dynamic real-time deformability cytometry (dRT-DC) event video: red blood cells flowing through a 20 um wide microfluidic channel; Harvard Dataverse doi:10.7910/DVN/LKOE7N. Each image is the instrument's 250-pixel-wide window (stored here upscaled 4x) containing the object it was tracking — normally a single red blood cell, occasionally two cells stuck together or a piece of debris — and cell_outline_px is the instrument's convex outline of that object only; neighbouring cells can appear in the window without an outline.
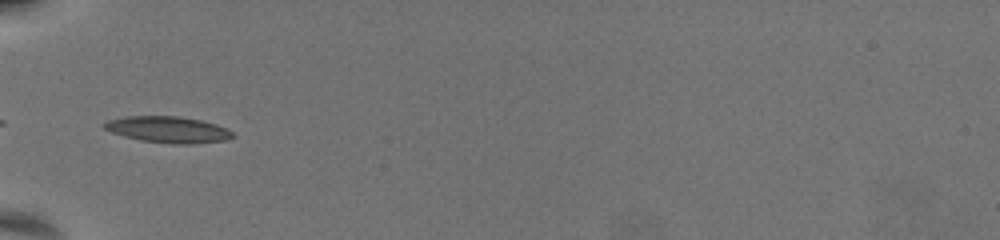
{"species": "common noctule bat (a hibernating species)", "species_latin": "Nyctalus noctula", "temperature_condition": "warm", "stored_images_in_passage": 38, "camera_frame_rate_fps": 3000, "um_per_image_px": 0.085, "animal": {"sex": "female", "body_mass_g": 19.5, "forearm_length_mm": 54.1}, "frame": {"image": 1, "passage_image": 1, "time_ms": 0.0, "image_size_px": [1000, 240], "cell_outline_px": [[236, 136], [224, 140], [192, 144], [172, 144], [140, 140], [124, 136], [112, 132], [104, 128], [100, 124], [108, 120], [128, 116], [180, 116], [200, 120], [216, 124], [232, 132]], "centroid_in_image_um": [14.26, 11.01], "position_along_channel_um": 70.7, "area_um2": 19.65}}
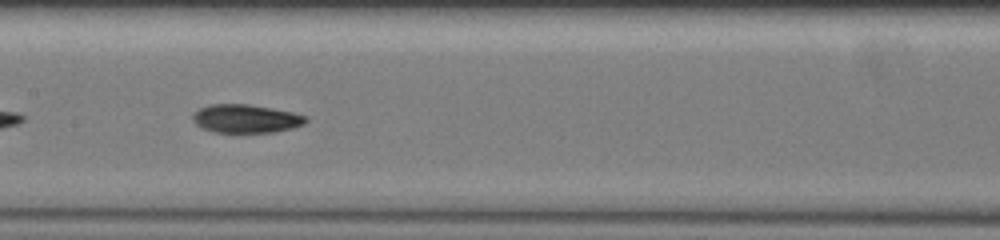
{"frame": {"image": 2, "passage_image": 11, "time_ms": 3.333, "image_size_px": [1000, 240], "cell_outline_px": [[308, 120], [304, 124], [292, 128], [276, 132], [212, 132], [200, 128], [192, 120], [192, 116], [200, 108], [208, 104], [248, 104], [292, 112], [304, 116]], "centroid_in_image_um": [20.86, 10.09], "position_along_channel_um": 186.5, "area_um2": 18.67}}
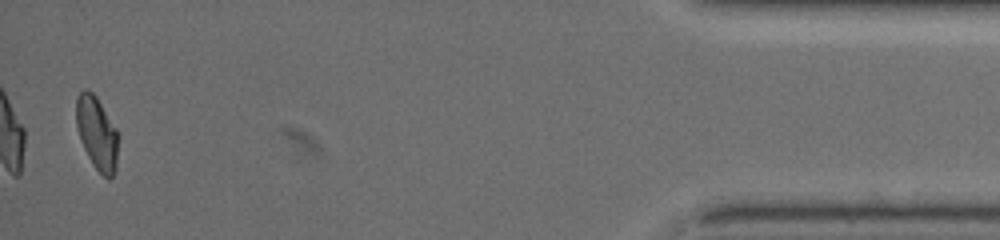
{"frame": {"image": 3, "passage_image": 37, "time_ms": 12.0, "image_size_px": [1000, 240], "cell_outline_px": [[116, 172], [108, 180], [92, 164], [84, 148], [76, 124], [76, 96], [84, 88], [92, 92], [96, 96], [116, 128]], "centroid_in_image_um": [8.21, 11.3], "position_along_channel_um": 427.0, "area_um2": 17.51}, "authors_computed_cell_mechanics": {"area_um2": 18.2937, "velocity_mm_per_s": 3.5897, "shape_relaxation_time_tau1_ms": 7.014, "shape_relaxation_time_tau2_ms": 3.4525, "deformation_change_tau1": 0.223, "deformation_change_tau2": 0.0606}}